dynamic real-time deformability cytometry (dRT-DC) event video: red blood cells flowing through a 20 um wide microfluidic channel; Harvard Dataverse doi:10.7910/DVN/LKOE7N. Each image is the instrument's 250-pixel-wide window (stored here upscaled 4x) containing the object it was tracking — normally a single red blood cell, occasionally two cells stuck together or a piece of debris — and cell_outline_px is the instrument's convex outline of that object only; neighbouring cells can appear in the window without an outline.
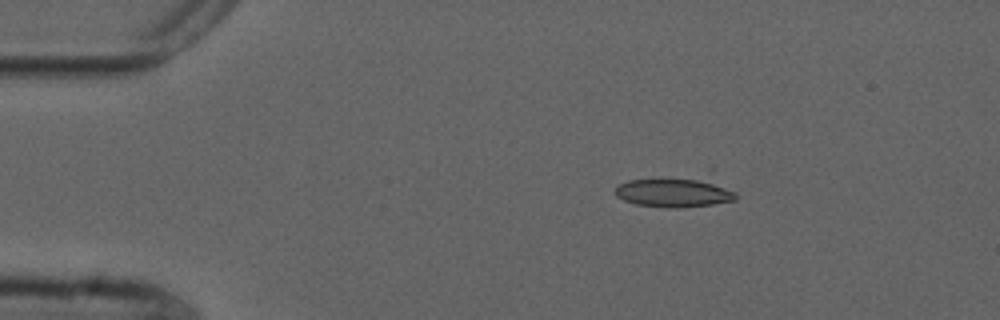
{"species": "common noctule bat (a hibernating species)", "species_latin": "Nyctalus noctula", "temperature_condition": "cold", "stored_images_in_passage": 8, "camera_frame_rate_fps": 3000, "um_per_image_px": 0.085, "animal": {"sex": "male", "forearm_length_mm": 52.5}, "frame": {"image": 1, "passage_image": 1, "time_ms": 0.0, "image_size_px": [1000, 320], "cell_outline_px": [[736, 200], [712, 204], [676, 208], [668, 208], [636, 204], [624, 200], [616, 196], [616, 188], [620, 184], [628, 180], [660, 176], [664, 176], [704, 180], [736, 192]], "centroid_in_image_um": [57.22, 16.35], "position_along_channel_um": 27.8, "area_um2": 20.63}}